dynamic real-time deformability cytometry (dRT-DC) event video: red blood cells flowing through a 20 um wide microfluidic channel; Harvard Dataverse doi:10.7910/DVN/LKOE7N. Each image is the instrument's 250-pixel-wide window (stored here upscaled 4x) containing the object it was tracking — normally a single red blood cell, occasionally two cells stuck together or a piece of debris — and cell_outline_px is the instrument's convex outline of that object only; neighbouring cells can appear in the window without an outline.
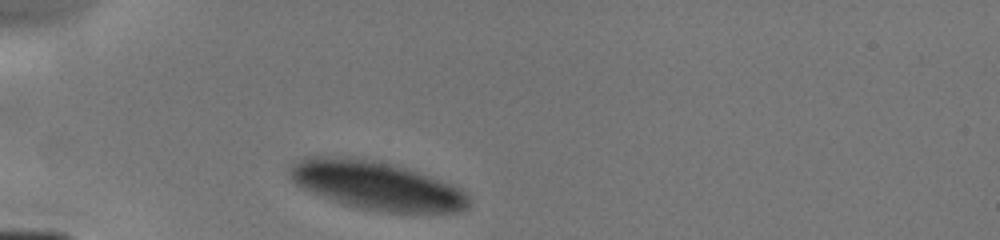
{"species": "human", "species_latin": "Homo sapiens", "temperature_condition": "cold", "stored_images_in_passage": 7, "camera_frame_rate_fps": 3000, "um_per_image_px": 0.085, "donor": {"sex": "male"}, "frame": {"image": 1, "passage_image": 1, "time_ms": 0.0, "image_size_px": [1000, 240], "cell_outline_px": [[468, 208], [460, 212], [380, 212], [356, 208], [340, 204], [300, 188], [292, 180], [288, 172], [288, 168], [292, 164], [304, 156], [352, 156], [376, 160], [392, 164], [452, 184], [460, 188], [468, 196]], "centroid_in_image_um": [31.92, 15.76], "position_along_channel_um": 53.1, "area_um2": 51.1}}
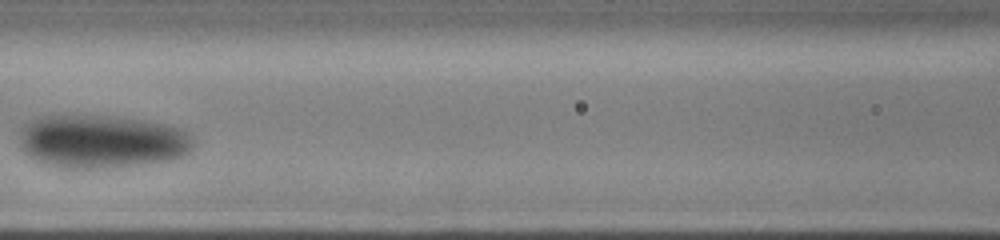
{"frame": {"image": 2, "passage_image": 5, "time_ms": 3.0, "image_size_px": [1000, 240], "cell_outline_px": [[192, 148], [184, 156], [176, 160], [108, 168], [60, 168], [40, 164], [32, 160], [20, 148], [20, 128], [28, 120], [36, 116], [116, 116], [144, 120], [168, 124], [180, 128], [188, 132], [192, 136]], "centroid_in_image_um": [8.61, 12.03], "position_along_channel_um": 158.0, "area_um2": 55.08}}
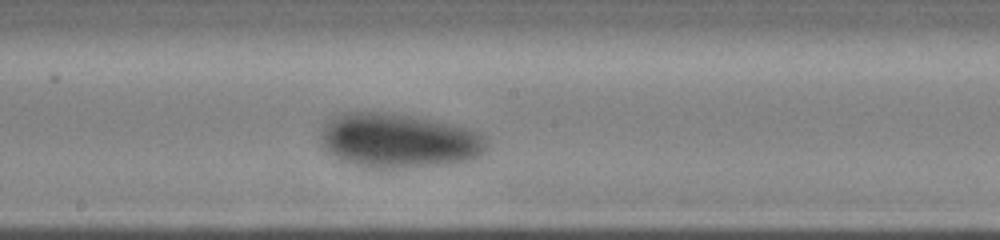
{"frame": {"image": 3, "passage_image": 7, "time_ms": 4.333, "image_size_px": [1000, 240], "cell_outline_px": [[488, 144], [484, 152], [480, 156], [472, 160], [452, 164], [412, 168], [364, 168], [348, 164], [336, 160], [324, 148], [320, 140], [320, 132], [324, 124], [332, 116], [340, 112], [388, 112], [412, 116], [472, 128], [480, 132], [488, 140]], "centroid_in_image_um": [33.88, 11.97], "position_along_channel_um": 214.3, "area_um2": 54.16}}